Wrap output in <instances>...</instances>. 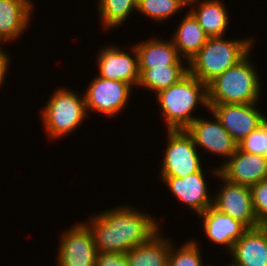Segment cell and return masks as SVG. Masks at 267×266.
I'll return each instance as SVG.
<instances>
[{
  "mask_svg": "<svg viewBox=\"0 0 267 266\" xmlns=\"http://www.w3.org/2000/svg\"><path fill=\"white\" fill-rule=\"evenodd\" d=\"M101 24L107 29L125 23L133 10H137V0H98Z\"/></svg>",
  "mask_w": 267,
  "mask_h": 266,
  "instance_id": "cell-23",
  "label": "cell"
},
{
  "mask_svg": "<svg viewBox=\"0 0 267 266\" xmlns=\"http://www.w3.org/2000/svg\"><path fill=\"white\" fill-rule=\"evenodd\" d=\"M199 0H137V10L154 21L166 20Z\"/></svg>",
  "mask_w": 267,
  "mask_h": 266,
  "instance_id": "cell-24",
  "label": "cell"
},
{
  "mask_svg": "<svg viewBox=\"0 0 267 266\" xmlns=\"http://www.w3.org/2000/svg\"><path fill=\"white\" fill-rule=\"evenodd\" d=\"M237 145L244 152L267 156V118Z\"/></svg>",
  "mask_w": 267,
  "mask_h": 266,
  "instance_id": "cell-26",
  "label": "cell"
},
{
  "mask_svg": "<svg viewBox=\"0 0 267 266\" xmlns=\"http://www.w3.org/2000/svg\"><path fill=\"white\" fill-rule=\"evenodd\" d=\"M132 86L126 82L95 77L84 95L86 109L113 117L126 107Z\"/></svg>",
  "mask_w": 267,
  "mask_h": 266,
  "instance_id": "cell-9",
  "label": "cell"
},
{
  "mask_svg": "<svg viewBox=\"0 0 267 266\" xmlns=\"http://www.w3.org/2000/svg\"><path fill=\"white\" fill-rule=\"evenodd\" d=\"M32 11L31 0H0V41L10 42L23 35Z\"/></svg>",
  "mask_w": 267,
  "mask_h": 266,
  "instance_id": "cell-17",
  "label": "cell"
},
{
  "mask_svg": "<svg viewBox=\"0 0 267 266\" xmlns=\"http://www.w3.org/2000/svg\"><path fill=\"white\" fill-rule=\"evenodd\" d=\"M167 130H185L197 117L192 112L201 104L207 109V85L189 72L176 84L156 93Z\"/></svg>",
  "mask_w": 267,
  "mask_h": 266,
  "instance_id": "cell-2",
  "label": "cell"
},
{
  "mask_svg": "<svg viewBox=\"0 0 267 266\" xmlns=\"http://www.w3.org/2000/svg\"><path fill=\"white\" fill-rule=\"evenodd\" d=\"M201 171L195 172L185 178L161 177L162 181L169 187L181 203L198 214H202L212 206L213 199L207 190L205 175Z\"/></svg>",
  "mask_w": 267,
  "mask_h": 266,
  "instance_id": "cell-14",
  "label": "cell"
},
{
  "mask_svg": "<svg viewBox=\"0 0 267 266\" xmlns=\"http://www.w3.org/2000/svg\"><path fill=\"white\" fill-rule=\"evenodd\" d=\"M188 73L185 65H168L164 67L139 68L137 86L144 87L157 93L162 89L176 84Z\"/></svg>",
  "mask_w": 267,
  "mask_h": 266,
  "instance_id": "cell-22",
  "label": "cell"
},
{
  "mask_svg": "<svg viewBox=\"0 0 267 266\" xmlns=\"http://www.w3.org/2000/svg\"><path fill=\"white\" fill-rule=\"evenodd\" d=\"M213 118L214 121L197 117L185 130L192 137L196 147L201 146L207 152L229 159L238 145L215 115Z\"/></svg>",
  "mask_w": 267,
  "mask_h": 266,
  "instance_id": "cell-12",
  "label": "cell"
},
{
  "mask_svg": "<svg viewBox=\"0 0 267 266\" xmlns=\"http://www.w3.org/2000/svg\"><path fill=\"white\" fill-rule=\"evenodd\" d=\"M94 236L98 253H127L147 243L159 229L155 218L132 206H119L101 212L87 223Z\"/></svg>",
  "mask_w": 267,
  "mask_h": 266,
  "instance_id": "cell-1",
  "label": "cell"
},
{
  "mask_svg": "<svg viewBox=\"0 0 267 266\" xmlns=\"http://www.w3.org/2000/svg\"><path fill=\"white\" fill-rule=\"evenodd\" d=\"M267 230V220L261 224Z\"/></svg>",
  "mask_w": 267,
  "mask_h": 266,
  "instance_id": "cell-30",
  "label": "cell"
},
{
  "mask_svg": "<svg viewBox=\"0 0 267 266\" xmlns=\"http://www.w3.org/2000/svg\"><path fill=\"white\" fill-rule=\"evenodd\" d=\"M138 52L139 68L184 65L172 40L149 39L135 45Z\"/></svg>",
  "mask_w": 267,
  "mask_h": 266,
  "instance_id": "cell-18",
  "label": "cell"
},
{
  "mask_svg": "<svg viewBox=\"0 0 267 266\" xmlns=\"http://www.w3.org/2000/svg\"><path fill=\"white\" fill-rule=\"evenodd\" d=\"M1 48L2 47H0V87L6 79L5 74L7 72L8 66L10 65V56L6 54V52Z\"/></svg>",
  "mask_w": 267,
  "mask_h": 266,
  "instance_id": "cell-29",
  "label": "cell"
},
{
  "mask_svg": "<svg viewBox=\"0 0 267 266\" xmlns=\"http://www.w3.org/2000/svg\"><path fill=\"white\" fill-rule=\"evenodd\" d=\"M202 218L203 229L213 243L226 246L228 252L231 251L233 244L248 229L239 220L219 212L212 206L199 215Z\"/></svg>",
  "mask_w": 267,
  "mask_h": 266,
  "instance_id": "cell-16",
  "label": "cell"
},
{
  "mask_svg": "<svg viewBox=\"0 0 267 266\" xmlns=\"http://www.w3.org/2000/svg\"><path fill=\"white\" fill-rule=\"evenodd\" d=\"M229 253L235 266H267V230L262 225L248 228Z\"/></svg>",
  "mask_w": 267,
  "mask_h": 266,
  "instance_id": "cell-15",
  "label": "cell"
},
{
  "mask_svg": "<svg viewBox=\"0 0 267 266\" xmlns=\"http://www.w3.org/2000/svg\"><path fill=\"white\" fill-rule=\"evenodd\" d=\"M195 240L185 242L178 250L171 242L168 266H203L199 243Z\"/></svg>",
  "mask_w": 267,
  "mask_h": 266,
  "instance_id": "cell-25",
  "label": "cell"
},
{
  "mask_svg": "<svg viewBox=\"0 0 267 266\" xmlns=\"http://www.w3.org/2000/svg\"><path fill=\"white\" fill-rule=\"evenodd\" d=\"M96 266H129L126 253H98Z\"/></svg>",
  "mask_w": 267,
  "mask_h": 266,
  "instance_id": "cell-28",
  "label": "cell"
},
{
  "mask_svg": "<svg viewBox=\"0 0 267 266\" xmlns=\"http://www.w3.org/2000/svg\"><path fill=\"white\" fill-rule=\"evenodd\" d=\"M61 235L58 266H96L98 251L89 225L74 224Z\"/></svg>",
  "mask_w": 267,
  "mask_h": 266,
  "instance_id": "cell-8",
  "label": "cell"
},
{
  "mask_svg": "<svg viewBox=\"0 0 267 266\" xmlns=\"http://www.w3.org/2000/svg\"><path fill=\"white\" fill-rule=\"evenodd\" d=\"M250 191L256 219L262 224L267 220V179L250 186Z\"/></svg>",
  "mask_w": 267,
  "mask_h": 266,
  "instance_id": "cell-27",
  "label": "cell"
},
{
  "mask_svg": "<svg viewBox=\"0 0 267 266\" xmlns=\"http://www.w3.org/2000/svg\"><path fill=\"white\" fill-rule=\"evenodd\" d=\"M59 87L42 110L41 116L48 138H61L76 130L87 115L84 95Z\"/></svg>",
  "mask_w": 267,
  "mask_h": 266,
  "instance_id": "cell-5",
  "label": "cell"
},
{
  "mask_svg": "<svg viewBox=\"0 0 267 266\" xmlns=\"http://www.w3.org/2000/svg\"><path fill=\"white\" fill-rule=\"evenodd\" d=\"M208 105V110L216 116L237 144L256 130L266 119V116L256 107L258 103Z\"/></svg>",
  "mask_w": 267,
  "mask_h": 266,
  "instance_id": "cell-10",
  "label": "cell"
},
{
  "mask_svg": "<svg viewBox=\"0 0 267 266\" xmlns=\"http://www.w3.org/2000/svg\"><path fill=\"white\" fill-rule=\"evenodd\" d=\"M167 138L160 177L182 179L203 169L197 147L186 130H168Z\"/></svg>",
  "mask_w": 267,
  "mask_h": 266,
  "instance_id": "cell-6",
  "label": "cell"
},
{
  "mask_svg": "<svg viewBox=\"0 0 267 266\" xmlns=\"http://www.w3.org/2000/svg\"><path fill=\"white\" fill-rule=\"evenodd\" d=\"M211 171L219 180L221 178L224 184L221 189L219 188L218 193L213 195L212 207L233 219L239 220L247 228L260 226L261 224L257 221L254 213L250 187L227 181L219 174L217 167Z\"/></svg>",
  "mask_w": 267,
  "mask_h": 266,
  "instance_id": "cell-7",
  "label": "cell"
},
{
  "mask_svg": "<svg viewBox=\"0 0 267 266\" xmlns=\"http://www.w3.org/2000/svg\"><path fill=\"white\" fill-rule=\"evenodd\" d=\"M188 12L179 23L177 31L175 34L173 33V39H171L179 55L183 56L186 62H189L196 55L209 38L199 25L198 20L190 11Z\"/></svg>",
  "mask_w": 267,
  "mask_h": 266,
  "instance_id": "cell-19",
  "label": "cell"
},
{
  "mask_svg": "<svg viewBox=\"0 0 267 266\" xmlns=\"http://www.w3.org/2000/svg\"><path fill=\"white\" fill-rule=\"evenodd\" d=\"M254 40L209 37L205 45L188 62V72L208 85L217 76L239 63L250 52Z\"/></svg>",
  "mask_w": 267,
  "mask_h": 266,
  "instance_id": "cell-3",
  "label": "cell"
},
{
  "mask_svg": "<svg viewBox=\"0 0 267 266\" xmlns=\"http://www.w3.org/2000/svg\"><path fill=\"white\" fill-rule=\"evenodd\" d=\"M251 52L207 85L208 104L258 103L261 81L250 60Z\"/></svg>",
  "mask_w": 267,
  "mask_h": 266,
  "instance_id": "cell-4",
  "label": "cell"
},
{
  "mask_svg": "<svg viewBox=\"0 0 267 266\" xmlns=\"http://www.w3.org/2000/svg\"><path fill=\"white\" fill-rule=\"evenodd\" d=\"M223 163L218 167L219 174L231 183L250 187L267 179V156L244 152L237 147Z\"/></svg>",
  "mask_w": 267,
  "mask_h": 266,
  "instance_id": "cell-13",
  "label": "cell"
},
{
  "mask_svg": "<svg viewBox=\"0 0 267 266\" xmlns=\"http://www.w3.org/2000/svg\"><path fill=\"white\" fill-rule=\"evenodd\" d=\"M198 9L190 10L208 37H224L229 23V14L220 0H203Z\"/></svg>",
  "mask_w": 267,
  "mask_h": 266,
  "instance_id": "cell-21",
  "label": "cell"
},
{
  "mask_svg": "<svg viewBox=\"0 0 267 266\" xmlns=\"http://www.w3.org/2000/svg\"><path fill=\"white\" fill-rule=\"evenodd\" d=\"M160 231L147 243L135 246L126 253L129 266H168L171 241Z\"/></svg>",
  "mask_w": 267,
  "mask_h": 266,
  "instance_id": "cell-20",
  "label": "cell"
},
{
  "mask_svg": "<svg viewBox=\"0 0 267 266\" xmlns=\"http://www.w3.org/2000/svg\"><path fill=\"white\" fill-rule=\"evenodd\" d=\"M132 54H128L116 45H107L100 50L97 63L99 74L97 76L126 82L132 87L139 82L138 52L135 46L132 47Z\"/></svg>",
  "mask_w": 267,
  "mask_h": 266,
  "instance_id": "cell-11",
  "label": "cell"
}]
</instances>
